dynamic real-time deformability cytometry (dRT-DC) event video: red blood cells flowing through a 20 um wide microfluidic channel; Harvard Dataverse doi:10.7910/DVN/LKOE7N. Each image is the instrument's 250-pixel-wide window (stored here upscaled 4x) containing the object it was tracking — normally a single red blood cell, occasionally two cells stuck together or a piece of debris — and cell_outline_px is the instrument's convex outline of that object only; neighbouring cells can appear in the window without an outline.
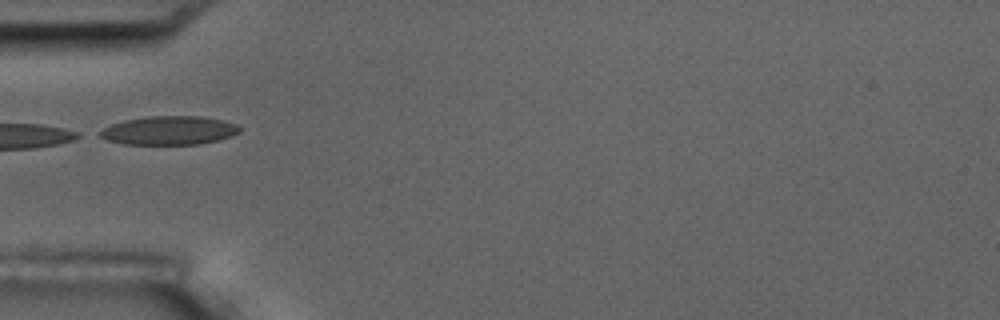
{"species": "common noctule bat (a hibernating species)", "species_latin": "Nyctalus noctula", "temperature_condition": "room temperature", "stored_images_in_passage": 17, "camera_frame_rate_fps": 3000, "um_per_image_px": 0.085, "animal": {"sex": "male", "body_mass_g": 17.5, "forearm_length_mm": 52.3}, "frame": {"image": 1, "passage_image": 6, "time_ms": 6.0, "image_size_px": [1000, 320], "cell_outline_px": [[240, 132], [232, 136], [216, 140], [196, 144], [124, 144], [108, 140], [100, 136], [96, 132], [112, 124], [124, 120], [148, 116], [200, 116], [220, 120], [236, 124], [240, 128]], "centroid_in_image_um": [14.34, 11.08], "position_along_channel_um": 70.7, "area_um2": 23.18}}
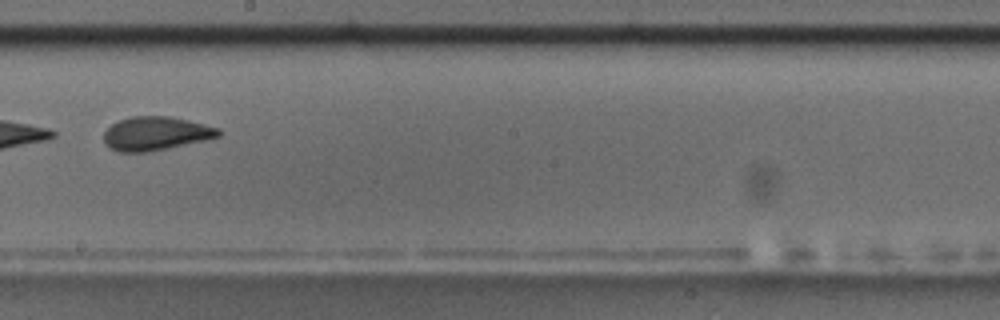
{"frame": {"image": 2, "passage_image": 10, "time_ms": 10.667, "image_size_px": [1000, 320], "cell_outline_px": [[220, 136], [208, 140], [148, 152], [120, 152], [108, 148], [104, 144], [104, 132], [112, 124], [120, 120], [132, 116], [172, 116], [220, 128]], "centroid_in_image_um": [13.25, 11.35], "position_along_channel_um": 235.0, "area_um2": 22.72}}